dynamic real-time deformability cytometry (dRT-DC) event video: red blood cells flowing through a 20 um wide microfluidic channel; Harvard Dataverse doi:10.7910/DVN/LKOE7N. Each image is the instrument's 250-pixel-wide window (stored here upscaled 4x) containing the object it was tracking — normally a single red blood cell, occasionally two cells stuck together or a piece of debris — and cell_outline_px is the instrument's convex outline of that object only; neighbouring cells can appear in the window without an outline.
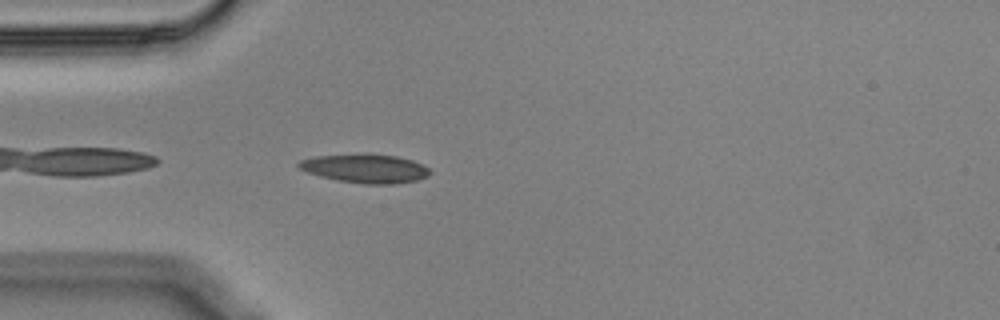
{"species": "Egyptian fruit bat (a non-hibernating species)", "species_latin": "Rousettus aegyptiacus", "temperature_condition": "cold", "stored_images_in_passage": 13, "camera_frame_rate_fps": 3000, "um_per_image_px": 0.085, "animal": {"sex": "male"}, "frame": {"image": 1, "passage_image": 2, "time_ms": 0.333, "image_size_px": [1000, 320], "cell_outline_px": [[432, 172], [428, 176], [416, 180], [396, 184], [364, 184], [336, 180], [320, 176], [308, 172], [300, 168], [296, 164], [300, 160], [316, 156], [396, 156], [412, 160], [428, 168]], "centroid_in_image_um": [31.07, 14.37], "position_along_channel_um": 53.9, "area_um2": 21.15}}
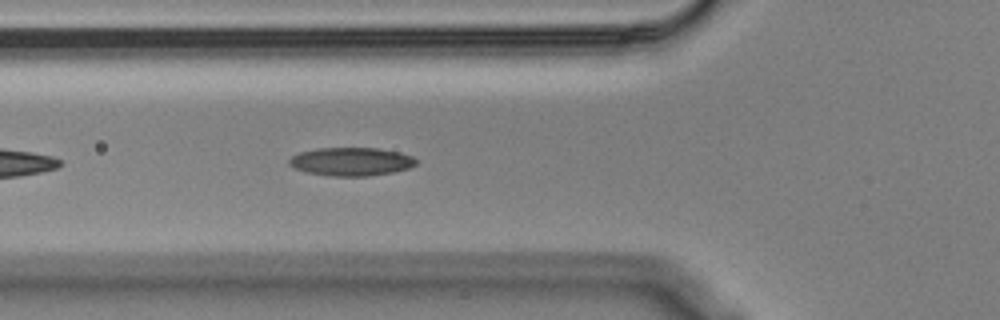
{"frame": {"image": 2, "passage_image": 6, "time_ms": 1.667, "image_size_px": [1000, 320], "cell_outline_px": [[416, 164], [408, 168], [392, 172], [368, 176], [332, 176], [304, 172], [288, 164], [288, 160], [292, 156], [300, 152], [316, 148], [380, 148], [400, 152], [412, 156], [416, 160]], "centroid_in_image_um": [29.83, 13.73], "position_along_channel_um": 96.0, "area_um2": 20.98}}
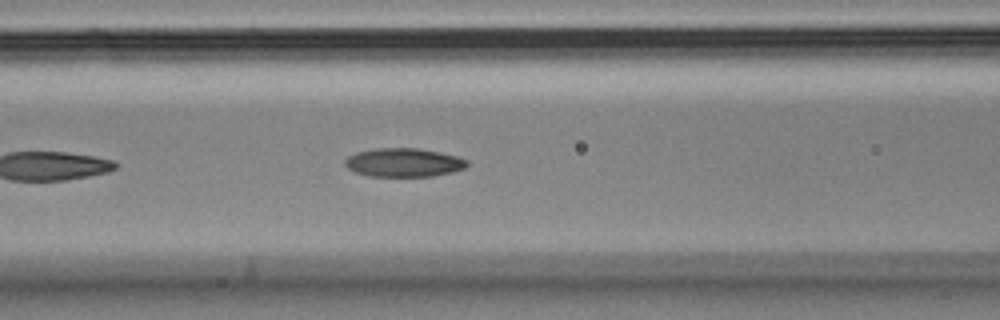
{"frame": {"image": 3, "passage_image": 9, "time_ms": 2.667, "image_size_px": [1000, 320], "cell_outline_px": [[468, 164], [464, 168], [452, 172], [432, 176], [368, 176], [352, 172], [344, 164], [344, 160], [348, 156], [356, 152], [376, 148], [416, 148], [440, 152], [456, 156], [468, 160]], "centroid_in_image_um": [34.27, 13.81], "position_along_channel_um": 132.3, "area_um2": 20.46}}